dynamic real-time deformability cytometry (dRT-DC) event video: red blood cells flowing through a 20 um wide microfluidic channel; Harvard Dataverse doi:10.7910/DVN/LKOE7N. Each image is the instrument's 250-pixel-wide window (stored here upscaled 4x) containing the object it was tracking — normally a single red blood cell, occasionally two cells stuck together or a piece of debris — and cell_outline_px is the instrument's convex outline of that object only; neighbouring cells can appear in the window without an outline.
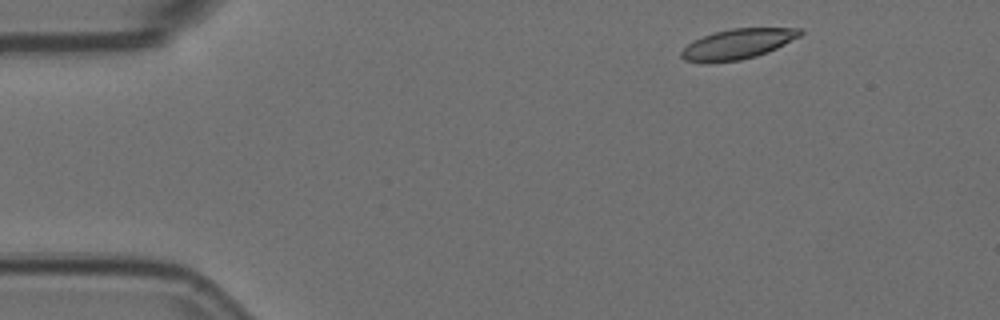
{"species": "Egyptian fruit bat (a non-hibernating species)", "species_latin": "Rousettus aegyptiacus", "temperature_condition": "room temperature", "stored_images_in_passage": 4, "camera_frame_rate_fps": 3000, "um_per_image_px": 0.085, "animal": {"sex": "female"}, "frame": {"image": 1, "passage_image": 1, "time_ms": 0.0, "image_size_px": [1000, 320], "cell_outline_px": [[804, 32], [800, 36], [768, 52], [756, 56], [740, 60], [708, 64], [684, 60], [680, 56], [680, 52], [688, 44], [704, 36], [716, 32], [732, 28], [804, 28]], "centroid_in_image_um": [62.7, 3.76], "position_along_channel_um": 22.3, "area_um2": 20.92}}
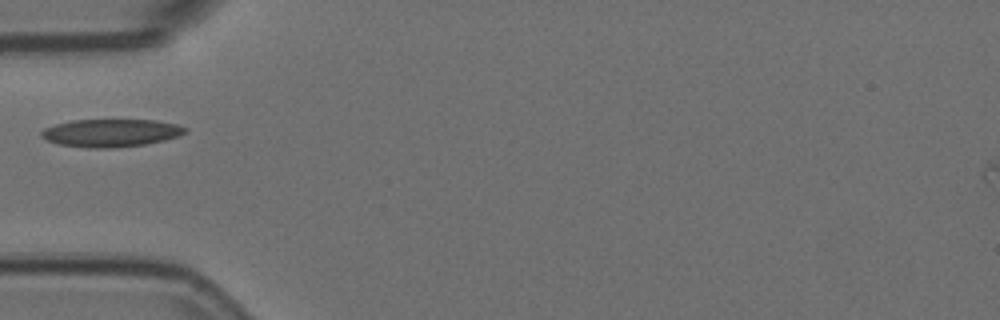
{"frame": {"image": 2, "passage_image": 4, "time_ms": 1.0, "image_size_px": [1000, 320], "cell_outline_px": [[188, 132], [180, 136], [164, 140], [144, 144], [112, 148], [92, 148], [56, 144], [40, 136], [40, 132], [44, 128], [56, 124], [72, 120], [156, 120], [176, 124], [188, 128]], "centroid_in_image_um": [9.44, 11.29], "position_along_channel_um": 75.6, "area_um2": 23.35}}